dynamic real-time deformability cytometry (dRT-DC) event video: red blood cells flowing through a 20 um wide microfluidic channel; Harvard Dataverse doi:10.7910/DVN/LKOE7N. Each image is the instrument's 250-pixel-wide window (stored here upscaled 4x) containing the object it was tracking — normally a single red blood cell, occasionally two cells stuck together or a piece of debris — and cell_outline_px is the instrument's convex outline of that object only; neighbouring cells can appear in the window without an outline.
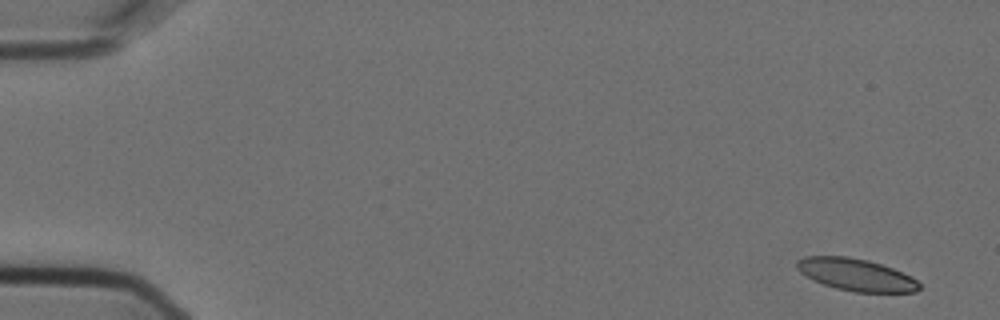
{"species": "Egyptian fruit bat (a non-hibernating species)", "species_latin": "Rousettus aegyptiacus", "temperature_condition": "cold", "stored_images_in_passage": 5, "camera_frame_rate_fps": 3000, "um_per_image_px": 0.085, "animal": {"sex": "female"}, "frame": {"image": 1, "passage_image": 1, "time_ms": 0.0, "image_size_px": [1000, 320], "cell_outline_px": [[920, 288], [916, 292], [852, 292], [836, 288], [812, 280], [800, 272], [796, 268], [796, 260], [804, 256], [848, 256], [868, 260], [892, 268], [912, 276], [920, 284]], "centroid_in_image_um": [72.74, 23.34], "position_along_channel_um": 12.3, "area_um2": 23.06}}